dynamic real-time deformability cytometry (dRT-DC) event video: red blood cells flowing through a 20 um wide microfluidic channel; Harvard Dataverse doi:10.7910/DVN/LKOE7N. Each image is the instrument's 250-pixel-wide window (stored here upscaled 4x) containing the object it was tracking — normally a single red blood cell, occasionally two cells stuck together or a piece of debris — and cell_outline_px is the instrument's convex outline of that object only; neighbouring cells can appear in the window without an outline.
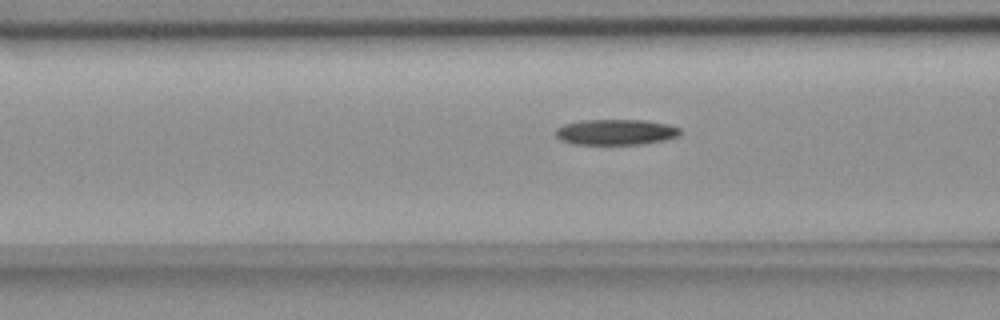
{"species": "common noctule bat (a hibernating species)", "species_latin": "Nyctalus noctula", "temperature_condition": "room temperature", "stored_images_in_passage": 37, "camera_frame_rate_fps": 3000, "um_per_image_px": 0.085, "animal": {"sex": "female", "body_mass_g": 18.4}, "frame": {"image": 1, "passage_image": 9, "time_ms": 2.667, "image_size_px": [1000, 320], "cell_outline_px": [[680, 136], [668, 140], [644, 144], [576, 144], [560, 140], [556, 136], [556, 128], [564, 124], [580, 120], [644, 120], [668, 124], [680, 128]], "centroid_in_image_um": [52.38, 11.23], "position_along_channel_um": 114.2, "area_um2": 18.79}}
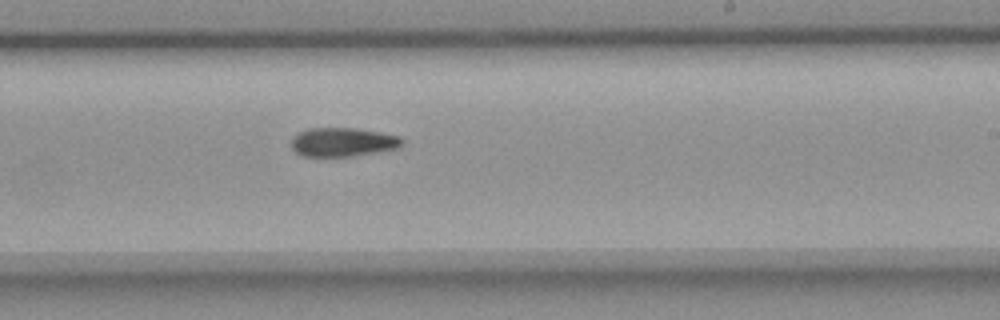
{"frame": {"image": 2, "passage_image": 21, "time_ms": 6.667, "image_size_px": [1000, 320], "cell_outline_px": [[404, 144], [400, 148], [352, 156], [304, 156], [296, 152], [292, 148], [292, 136], [296, 132], [308, 128], [356, 128], [380, 132], [400, 136], [404, 140]], "centroid_in_image_um": [29.16, 12.06], "position_along_channel_um": 259.8, "area_um2": 18.84}}
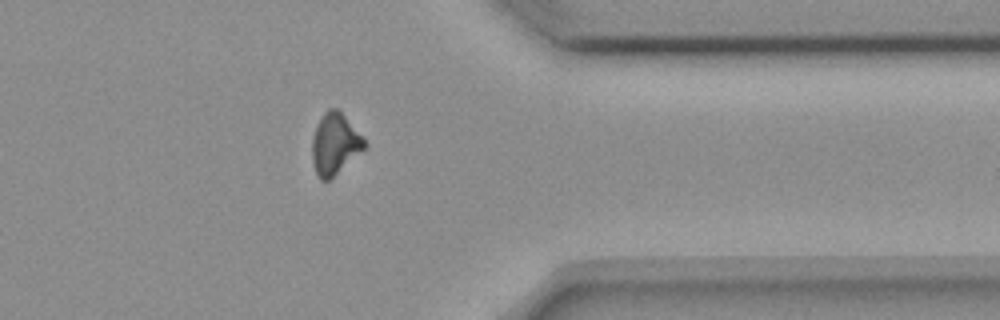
{"frame": {"image": 3, "passage_image": 32, "time_ms": 10.333, "image_size_px": [1000, 320], "cell_outline_px": [[368, 144], [364, 148], [328, 180], [320, 180], [316, 172], [312, 160], [312, 136], [324, 112], [328, 108], [336, 108], [344, 116]], "centroid_in_image_um": [28.43, 12.22], "position_along_channel_um": 383.0, "area_um2": 17.98}}